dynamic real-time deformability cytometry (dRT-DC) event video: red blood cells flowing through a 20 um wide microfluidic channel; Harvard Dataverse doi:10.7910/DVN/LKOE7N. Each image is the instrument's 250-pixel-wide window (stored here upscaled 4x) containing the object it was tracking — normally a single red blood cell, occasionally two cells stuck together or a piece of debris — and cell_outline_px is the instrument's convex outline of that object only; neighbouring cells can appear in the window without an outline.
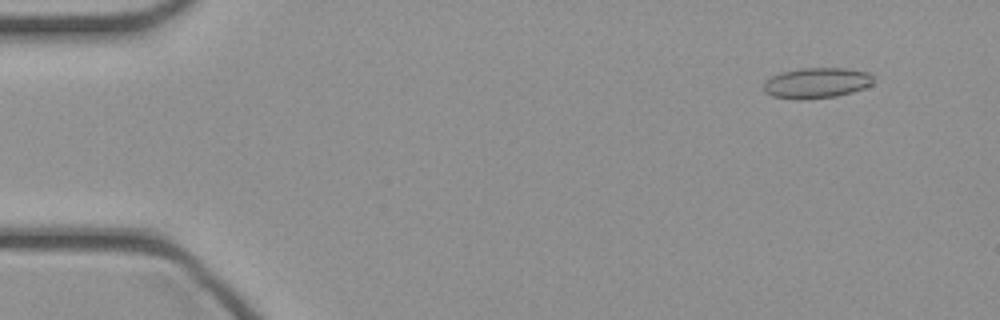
{"species": "common noctule bat (a hibernating species)", "species_latin": "Nyctalus noctula", "temperature_condition": "cold", "stored_images_in_passage": 46, "camera_frame_rate_fps": 3000, "um_per_image_px": 0.085, "animal": {"sex": "female", "body_mass_g": 21.9}, "frame": {"image": 1, "passage_image": 4, "time_ms": 1.0, "image_size_px": [1000, 320], "cell_outline_px": [[872, 84], [864, 88], [852, 92], [836, 96], [804, 100], [796, 100], [772, 96], [764, 92], [764, 80], [780, 72], [800, 68], [844, 68], [868, 72], [872, 76]], "centroid_in_image_um": [69.37, 7.06], "position_along_channel_um": 15.6, "area_um2": 19.71}}
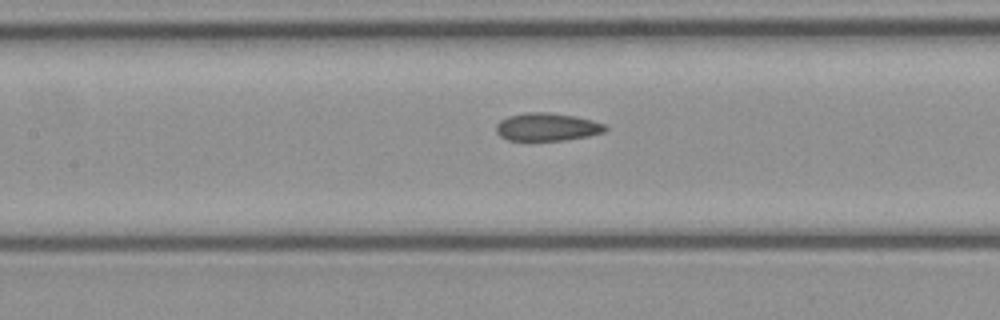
{"frame": {"image": 2, "passage_image": 21, "time_ms": 6.667, "image_size_px": [1000, 320], "cell_outline_px": [[608, 128], [604, 132], [588, 136], [564, 140], [508, 140], [500, 136], [496, 132], [496, 124], [500, 120], [508, 116], [524, 112], [552, 112], [576, 116], [592, 120], [604, 124]], "centroid_in_image_um": [46.49, 10.78], "position_along_channel_um": 160.9, "area_um2": 17.86}}
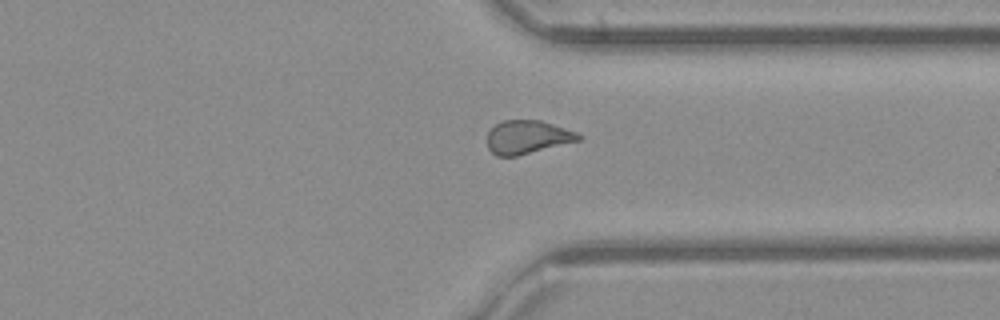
{"frame": {"image": 3, "passage_image": 35, "time_ms": 11.333, "image_size_px": [1000, 320], "cell_outline_px": [[584, 136], [580, 140], [516, 156], [496, 156], [488, 148], [488, 132], [496, 124], [504, 120], [540, 120], [576, 132]], "centroid_in_image_um": [44.83, 11.65], "position_along_channel_um": 366.6, "area_um2": 17.57}}